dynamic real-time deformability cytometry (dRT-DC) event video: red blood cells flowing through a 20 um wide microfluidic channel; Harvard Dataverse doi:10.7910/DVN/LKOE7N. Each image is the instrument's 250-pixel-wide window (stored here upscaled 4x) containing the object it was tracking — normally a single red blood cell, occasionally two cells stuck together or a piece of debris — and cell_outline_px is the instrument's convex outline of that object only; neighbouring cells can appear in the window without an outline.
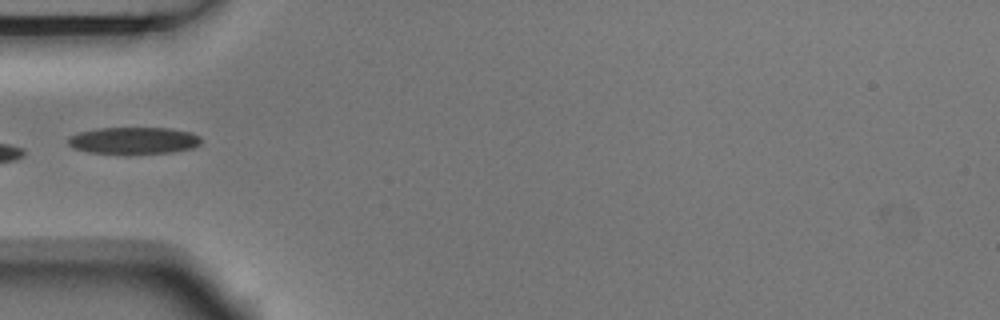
{"species": "Egyptian fruit bat (a non-hibernating species)", "species_latin": "Rousettus aegyptiacus", "temperature_condition": "room temperature", "stored_images_in_passage": 5, "camera_frame_rate_fps": 3000, "um_per_image_px": 0.085, "animal": {"sex": "male"}, "frame": {"image": 1, "passage_image": 5, "time_ms": 1.333, "image_size_px": [1000, 320], "cell_outline_px": [[200, 144], [192, 148], [172, 152], [124, 156], [88, 152], [72, 148], [68, 144], [68, 136], [80, 132], [96, 128], [168, 128], [188, 132], [200, 136]], "centroid_in_image_um": [11.3, 11.98], "position_along_channel_um": 73.7, "area_um2": 21.5}}